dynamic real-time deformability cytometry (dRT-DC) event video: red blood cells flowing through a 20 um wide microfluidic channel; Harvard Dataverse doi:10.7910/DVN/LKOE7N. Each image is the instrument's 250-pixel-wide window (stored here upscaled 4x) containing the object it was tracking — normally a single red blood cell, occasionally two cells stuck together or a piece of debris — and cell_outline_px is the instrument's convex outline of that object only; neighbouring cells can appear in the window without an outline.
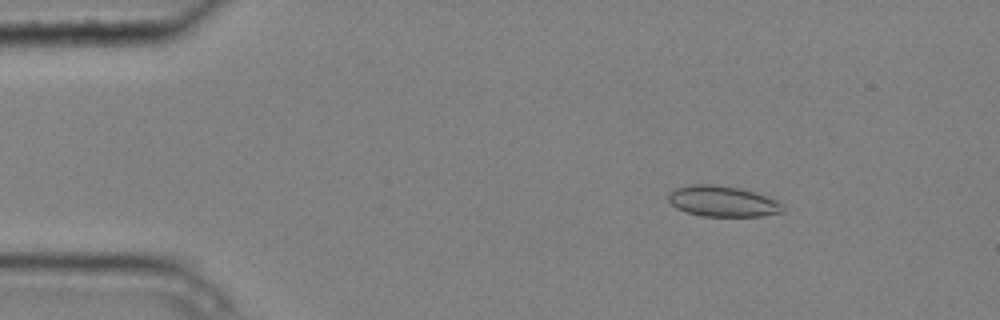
{"species": "common noctule bat (a hibernating species)", "species_latin": "Nyctalus noctula", "temperature_condition": "cold", "stored_images_in_passage": 5, "camera_frame_rate_fps": 3000, "um_per_image_px": 0.085, "animal": {"sex": "male", "body_mass_g": 20.4}, "frame": {"image": 1, "passage_image": 2, "time_ms": 0.333, "image_size_px": [1000, 320], "cell_outline_px": [[784, 212], [760, 216], [700, 216], [676, 208], [668, 200], [668, 192], [676, 188], [692, 184], [712, 184], [740, 188], [776, 200], [784, 204]], "centroid_in_image_um": [61.41, 17.11], "position_along_channel_um": 23.6, "area_um2": 20.46}}
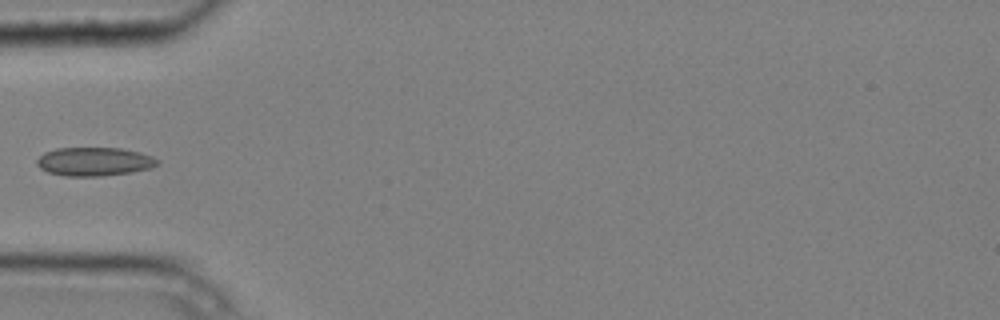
{"frame": {"image": 2, "passage_image": 5, "time_ms": 1.333, "image_size_px": [1000, 320], "cell_outline_px": [[160, 164], [152, 168], [132, 172], [100, 176], [64, 176], [48, 172], [40, 168], [36, 164], [36, 160], [44, 152], [56, 148], [120, 148], [140, 152], [152, 156], [160, 160]], "centroid_in_image_um": [8.04, 13.73], "position_along_channel_um": 77.0, "area_um2": 20.29}}